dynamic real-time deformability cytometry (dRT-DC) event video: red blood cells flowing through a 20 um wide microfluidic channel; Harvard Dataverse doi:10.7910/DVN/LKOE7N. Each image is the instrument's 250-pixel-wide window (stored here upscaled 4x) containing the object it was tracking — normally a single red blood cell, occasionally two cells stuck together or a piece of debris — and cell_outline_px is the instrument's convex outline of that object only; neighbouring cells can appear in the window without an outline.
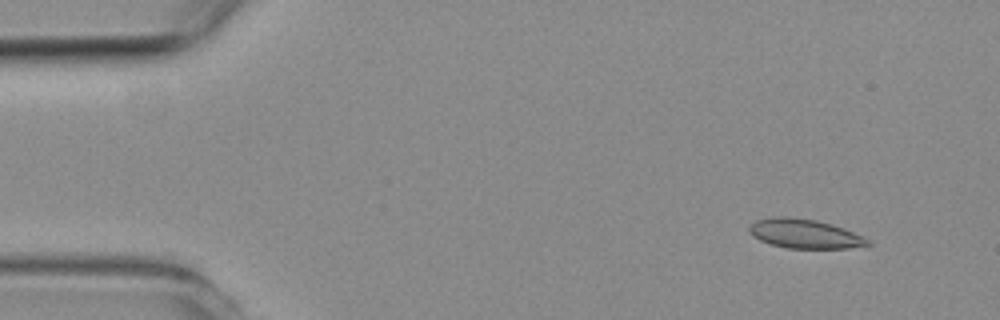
{"species": "common noctule bat (a hibernating species)", "species_latin": "Nyctalus noctula", "temperature_condition": "room temperature", "stored_images_in_passage": 4, "camera_frame_rate_fps": 3000, "um_per_image_px": 0.085, "animal": {"sex": "female", "body_mass_g": 19.3, "forearm_length_mm": 54.1}, "frame": {"image": 1, "passage_image": 1, "time_ms": 0.0, "image_size_px": [1000, 320], "cell_outline_px": [[872, 244], [848, 248], [788, 248], [772, 244], [760, 240], [752, 236], [748, 232], [748, 228], [756, 220], [772, 216], [788, 216], [816, 220], [832, 224], [844, 228], [868, 240]], "centroid_in_image_um": [68.34, 19.85], "position_along_channel_um": 16.7, "area_um2": 20.06}}
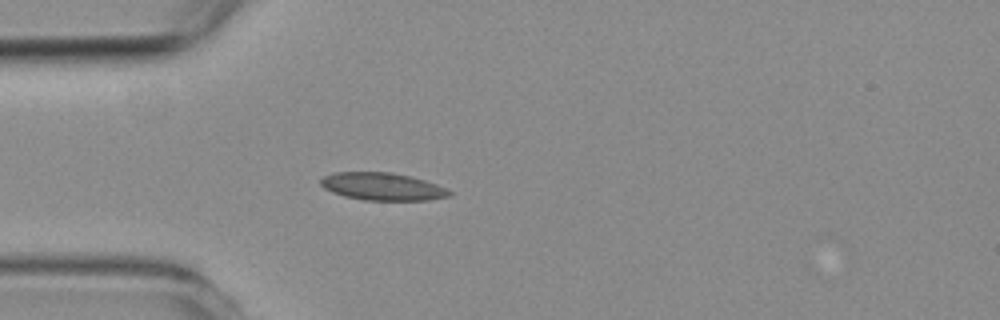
{"frame": {"image": 2, "passage_image": 4, "time_ms": 3.333, "image_size_px": [1000, 320], "cell_outline_px": [[452, 192], [448, 196], [428, 200], [364, 200], [344, 196], [332, 192], [324, 188], [320, 184], [320, 180], [324, 176], [336, 172], [392, 172], [412, 176], [436, 184]], "centroid_in_image_um": [32.48, 15.85], "position_along_channel_um": 52.5, "area_um2": 20.58}}